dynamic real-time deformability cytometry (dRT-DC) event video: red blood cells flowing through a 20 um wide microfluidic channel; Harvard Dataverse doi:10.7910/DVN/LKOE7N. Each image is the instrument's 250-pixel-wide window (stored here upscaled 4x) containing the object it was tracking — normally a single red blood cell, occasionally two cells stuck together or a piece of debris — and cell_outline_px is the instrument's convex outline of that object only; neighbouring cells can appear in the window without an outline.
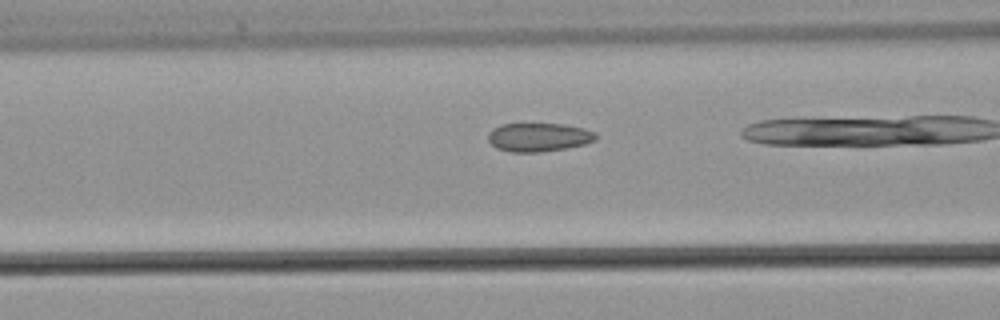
{"species": "common noctule bat (a hibernating species)", "species_latin": "Nyctalus noctula", "temperature_condition": "warm", "stored_images_in_passage": 31, "camera_frame_rate_fps": 3000, "um_per_image_px": 0.085, "animal": {"sex": "male", "body_mass_g": 21.5, "forearm_length_mm": 52.0}, "frame": {"image": 1, "passage_image": 14, "time_ms": 4.333, "image_size_px": [1000, 320], "cell_outline_px": [[596, 140], [584, 144], [564, 148], [540, 152], [512, 152], [496, 148], [488, 140], [488, 132], [492, 128], [500, 124], [564, 124], [584, 128], [596, 132]], "centroid_in_image_um": [45.77, 11.65], "position_along_channel_um": 120.8, "area_um2": 17.98}}
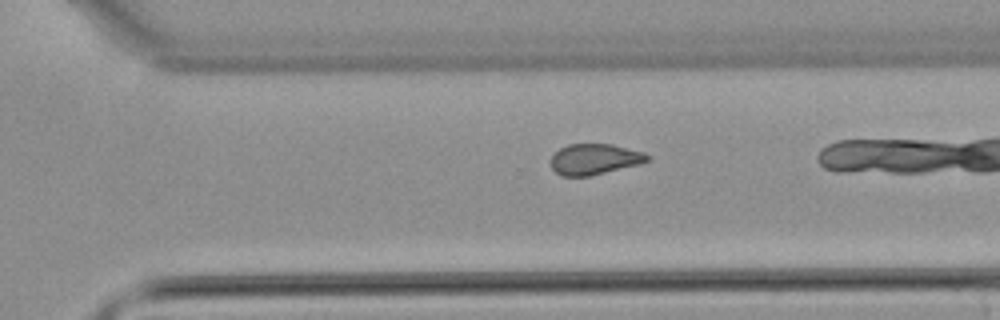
{"frame": {"image": 2, "passage_image": 27, "time_ms": 8.667, "image_size_px": [1000, 320], "cell_outline_px": [[652, 156], [648, 160], [640, 164], [592, 176], [560, 176], [552, 168], [548, 160], [552, 152], [568, 144], [612, 144], [644, 152]], "centroid_in_image_um": [50.49, 13.53], "position_along_channel_um": 320.1, "area_um2": 17.74}}